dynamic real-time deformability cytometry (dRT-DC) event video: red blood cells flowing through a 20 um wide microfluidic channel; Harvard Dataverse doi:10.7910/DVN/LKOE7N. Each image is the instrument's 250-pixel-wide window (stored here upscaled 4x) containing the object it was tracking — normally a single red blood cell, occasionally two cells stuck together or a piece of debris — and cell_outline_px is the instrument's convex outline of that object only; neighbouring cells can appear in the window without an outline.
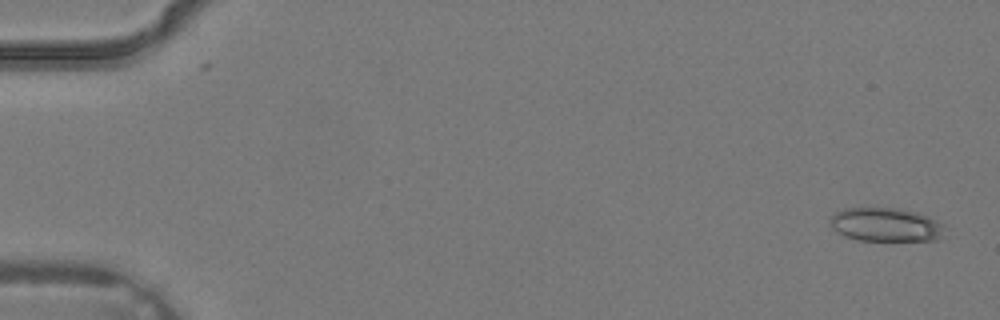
{"species": "common noctule bat (a hibernating species)", "species_latin": "Nyctalus noctula", "temperature_condition": "warm", "stored_images_in_passage": 2, "segment_of_instrument_passage": [2, 2], "camera_frame_rate_fps": 3000, "um_per_image_px": 0.085, "animal": {"sex": "male", "body_mass_g": 19.2, "forearm_length_mm": 51.8}, "frame": {"image": 1, "passage_image": 2, "time_ms": 0.333, "image_size_px": [1000, 320], "cell_outline_px": [[944, 236], [936, 240], [856, 240], [844, 236], [836, 232], [832, 228], [828, 220], [836, 212], [844, 208], [892, 208], [916, 212], [928, 216], [944, 224]], "centroid_in_image_um": [75.28, 19.1], "position_along_channel_um": 9.7, "area_um2": 22.6}}